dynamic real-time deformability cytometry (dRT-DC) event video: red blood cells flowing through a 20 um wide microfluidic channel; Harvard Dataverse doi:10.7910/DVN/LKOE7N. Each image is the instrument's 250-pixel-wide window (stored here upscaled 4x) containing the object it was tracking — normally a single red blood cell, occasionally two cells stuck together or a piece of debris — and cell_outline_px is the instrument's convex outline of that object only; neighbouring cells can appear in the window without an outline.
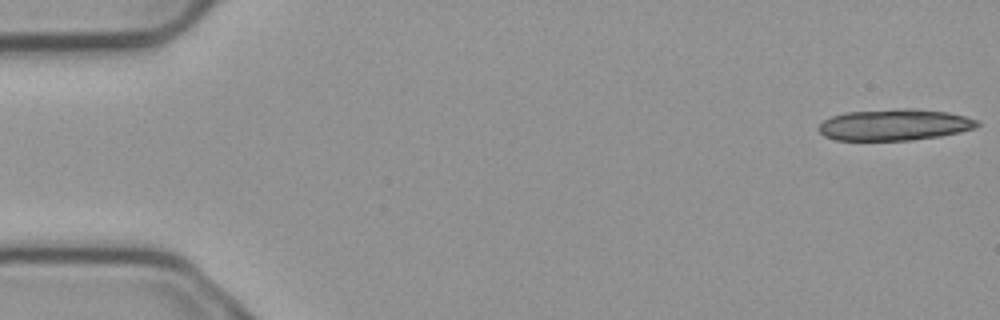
{"species": "common noctule bat (a hibernating species)", "species_latin": "Nyctalus noctula", "temperature_condition": "cold", "stored_images_in_passage": 6, "camera_frame_rate_fps": 3000, "um_per_image_px": 0.085, "animal": {"sex": "male", "body_mass_g": 23.1, "forearm_length_mm": 52.7}, "frame": {"image": 1, "passage_image": 1, "time_ms": 0.0, "image_size_px": [1000, 320], "cell_outline_px": [[980, 124], [976, 128], [960, 132], [940, 136], [912, 140], [836, 140], [824, 136], [816, 128], [824, 120], [832, 116], [848, 112], [896, 108], [916, 108], [948, 112], [980, 120]], "centroid_in_image_um": [76.06, 10.6], "position_along_channel_um": 8.9, "area_um2": 29.25}}